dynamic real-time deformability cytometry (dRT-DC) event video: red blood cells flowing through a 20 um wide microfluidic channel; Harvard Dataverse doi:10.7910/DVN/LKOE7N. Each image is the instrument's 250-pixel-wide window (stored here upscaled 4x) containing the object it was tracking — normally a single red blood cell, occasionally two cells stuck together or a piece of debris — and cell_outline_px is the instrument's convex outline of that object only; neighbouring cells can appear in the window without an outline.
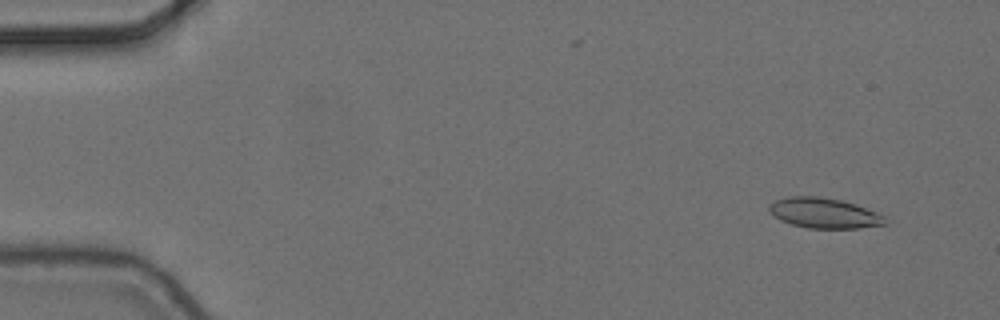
{"species": "common noctule bat (a hibernating species)", "species_latin": "Nyctalus noctula", "temperature_condition": "cold", "stored_images_in_passage": 4, "camera_frame_rate_fps": 3000, "um_per_image_px": 0.085, "animal": {"sex": "female", "body_mass_g": 24.6, "forearm_length_mm": 56.2}, "frame": {"image": 1, "passage_image": 1, "time_ms": 0.0, "image_size_px": [1000, 320], "cell_outline_px": [[888, 224], [860, 228], [808, 228], [792, 224], [780, 220], [768, 212], [768, 208], [776, 200], [788, 196], [820, 196], [840, 200], [876, 212], [884, 216]], "centroid_in_image_um": [70.03, 18.12], "position_along_channel_um": 15.0, "area_um2": 20.29}}